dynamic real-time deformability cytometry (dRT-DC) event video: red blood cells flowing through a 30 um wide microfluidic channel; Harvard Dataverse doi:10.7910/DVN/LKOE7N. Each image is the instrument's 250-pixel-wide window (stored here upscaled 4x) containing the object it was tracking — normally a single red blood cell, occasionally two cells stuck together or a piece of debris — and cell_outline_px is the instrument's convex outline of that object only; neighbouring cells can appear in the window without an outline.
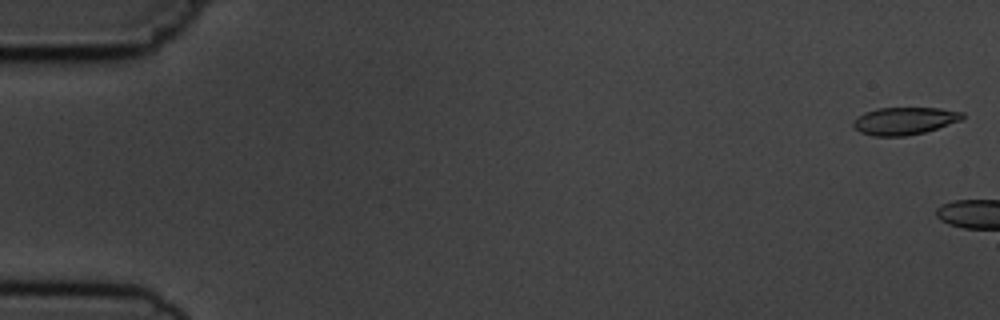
{"species": "common noctule bat (a hibernating species)", "species_latin": "Nyctalus noctula", "temperature_condition": "cold", "stored_images_in_passage": 7, "camera_frame_rate_fps": 3000, "um_per_image_px": 0.085, "animal": {"sex": "male", "body_mass_g": 19.5, "forearm_length_mm": 54.6}, "frame": {"image": 1, "passage_image": 1, "time_ms": 0.0, "image_size_px": [1000, 320], "cell_outline_px": [[964, 116], [960, 120], [924, 132], [904, 136], [872, 136], [860, 132], [852, 124], [864, 112], [876, 108], [940, 108], [964, 112]], "centroid_in_image_um": [76.87, 10.27], "position_along_channel_um": 8.1, "area_um2": 17.22}}
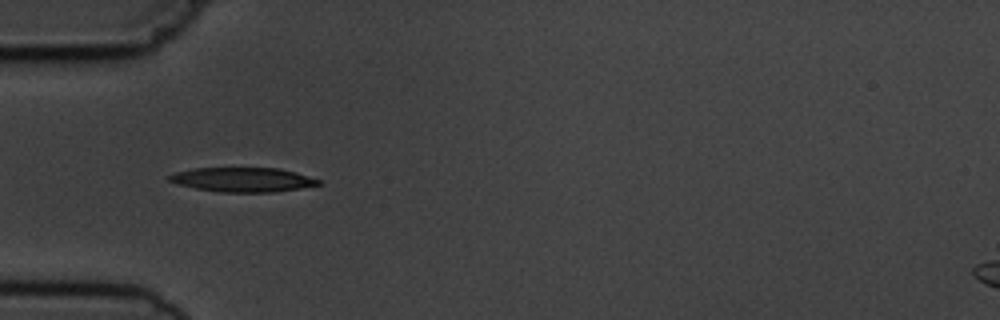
{"frame": {"image": 2, "passage_image": 7, "time_ms": 6.667, "image_size_px": [1000, 320], "cell_outline_px": [[320, 184], [300, 188], [272, 192], [220, 192], [196, 188], [176, 184], [168, 180], [168, 176], [176, 172], [196, 168], [280, 168], [296, 172], [320, 180]], "centroid_in_image_um": [20.62, 15.27], "position_along_channel_um": 64.4, "area_um2": 21.04}}